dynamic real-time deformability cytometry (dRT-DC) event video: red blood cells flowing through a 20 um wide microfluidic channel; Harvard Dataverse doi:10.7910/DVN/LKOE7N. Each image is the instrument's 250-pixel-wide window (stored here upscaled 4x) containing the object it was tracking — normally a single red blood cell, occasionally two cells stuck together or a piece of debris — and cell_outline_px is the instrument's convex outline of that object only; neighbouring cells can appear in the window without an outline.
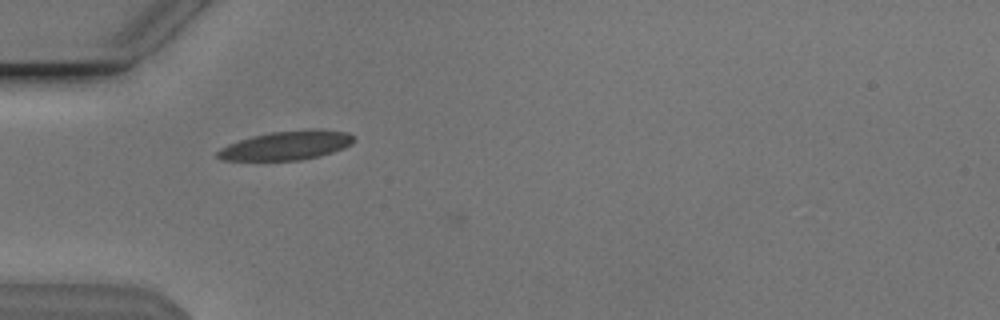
{"species": "Egyptian fruit bat (a non-hibernating species)", "species_latin": "Rousettus aegyptiacus", "temperature_condition": "cold", "stored_images_in_passage": 3, "camera_frame_rate_fps": 3000, "um_per_image_px": 0.085, "animal": {"sex": "male"}, "frame": {"image": 1, "passage_image": 2, "time_ms": 0.333, "image_size_px": [1000, 320], "cell_outline_px": [[352, 144], [344, 148], [320, 156], [300, 160], [220, 160], [216, 156], [216, 152], [220, 148], [228, 144], [252, 136], [272, 132], [316, 128], [348, 132], [352, 136]], "centroid_in_image_um": [24.34, 12.36], "position_along_channel_um": 60.7, "area_um2": 23.0}}